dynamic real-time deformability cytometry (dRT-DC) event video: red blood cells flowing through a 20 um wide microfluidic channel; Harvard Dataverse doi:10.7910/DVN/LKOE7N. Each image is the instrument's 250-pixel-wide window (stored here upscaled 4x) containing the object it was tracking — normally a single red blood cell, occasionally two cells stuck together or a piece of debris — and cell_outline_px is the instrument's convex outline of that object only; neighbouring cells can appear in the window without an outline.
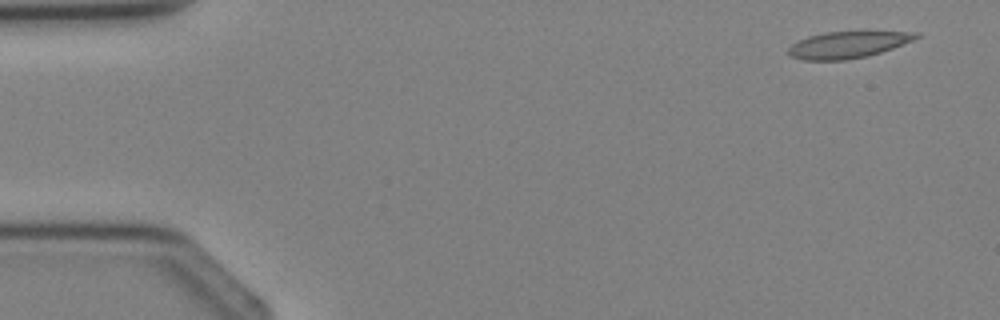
{"species": "Egyptian fruit bat (a non-hibernating species)", "species_latin": "Rousettus aegyptiacus", "temperature_condition": "cold", "stored_images_in_passage": 4, "camera_frame_rate_fps": 3000, "um_per_image_px": 0.085, "animal": {"sex": "female"}, "frame": {"image": 1, "passage_image": 1, "time_ms": 0.0, "image_size_px": [1000, 320], "cell_outline_px": [[920, 36], [912, 40], [892, 48], [880, 52], [864, 56], [844, 60], [804, 60], [792, 56], [788, 52], [788, 48], [792, 44], [808, 36], [828, 32], [920, 32]], "centroid_in_image_um": [72.04, 3.8], "position_along_channel_um": 13.0, "area_um2": 19.31}}
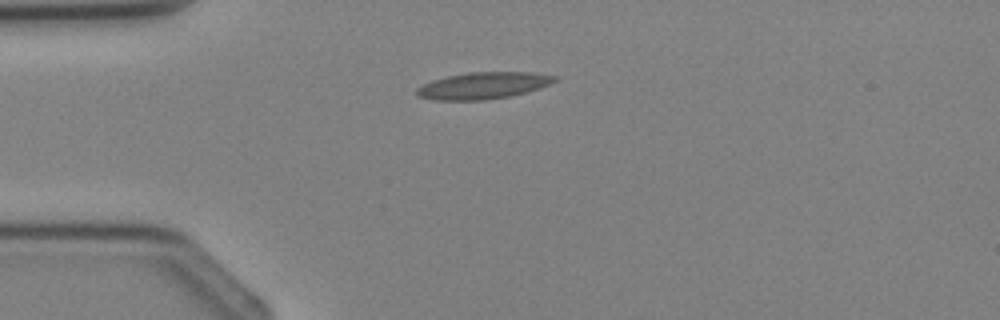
{"frame": {"image": 2, "passage_image": 3, "time_ms": 2.333, "image_size_px": [1000, 320], "cell_outline_px": [[556, 80], [540, 88], [512, 96], [484, 100], [432, 100], [416, 96], [416, 88], [432, 80], [448, 76], [468, 72], [532, 72], [556, 76]], "centroid_in_image_um": [41.04, 7.28], "position_along_channel_um": 44.0, "area_um2": 21.5}}
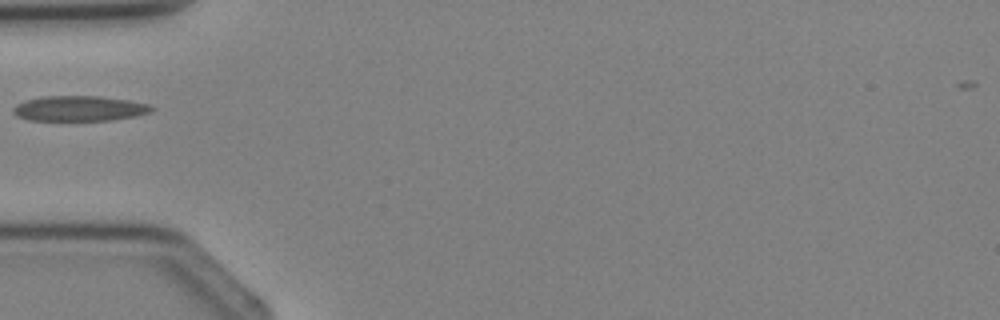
{"frame": {"image": 3, "passage_image": 4, "time_ms": 3.333, "image_size_px": [1000, 320], "cell_outline_px": [[156, 108], [152, 112], [136, 116], [112, 120], [28, 120], [16, 116], [12, 112], [12, 108], [16, 104], [24, 100], [44, 96], [100, 96], [128, 100], [148, 104]], "centroid_in_image_um": [6.74, 9.22], "position_along_channel_um": 78.3, "area_um2": 20.52}}